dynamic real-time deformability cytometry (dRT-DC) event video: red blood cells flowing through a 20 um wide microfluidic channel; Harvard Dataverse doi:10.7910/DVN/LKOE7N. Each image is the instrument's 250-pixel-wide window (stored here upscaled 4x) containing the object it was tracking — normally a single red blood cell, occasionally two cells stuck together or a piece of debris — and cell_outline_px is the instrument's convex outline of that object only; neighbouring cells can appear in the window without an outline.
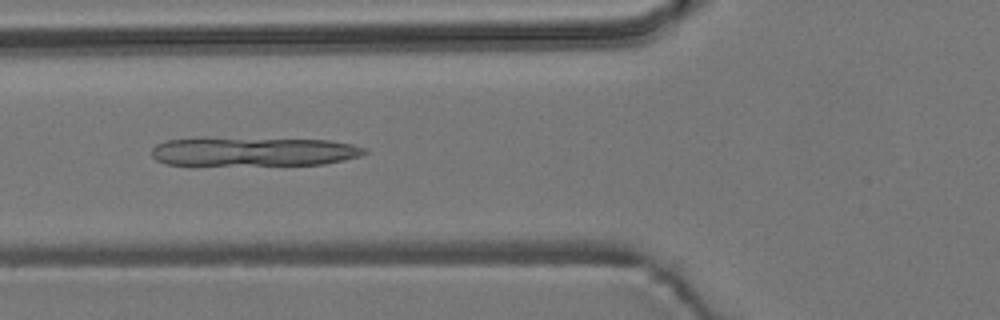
{"species": "common noctule bat (a hibernating species)", "species_latin": "Nyctalus noctula", "temperature_condition": "room temperature", "stored_images_in_passage": 54, "camera_frame_rate_fps": 3000, "um_per_image_px": 0.085, "animal": {"sex": "male", "body_mass_g": 19.2, "forearm_length_mm": 51.8}, "frame": {"image": 1, "passage_image": 20, "time_ms": 6.333, "image_size_px": [1000, 320], "cell_outline_px": [[368, 152], [360, 156], [344, 160], [324, 164], [196, 168], [188, 168], [168, 164], [156, 160], [152, 156], [152, 148], [156, 144], [164, 140], [196, 136], [328, 140], [352, 144], [368, 148]], "centroid_in_image_um": [21.38, 12.91], "position_along_channel_um": 104.4, "area_um2": 38.96}}
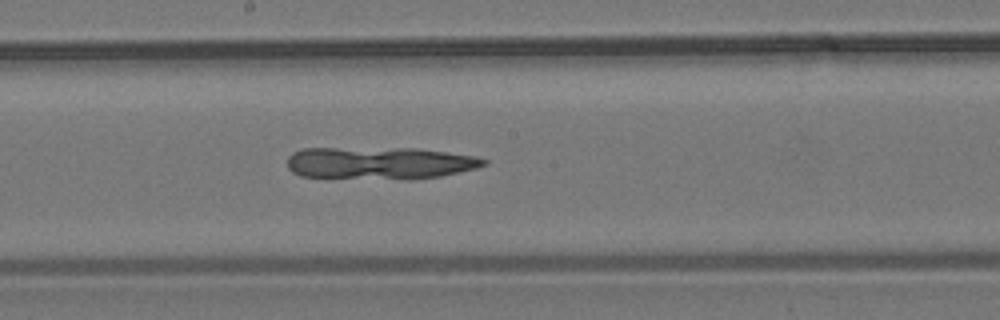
{"frame": {"image": 2, "passage_image": 29, "time_ms": 9.333, "image_size_px": [1000, 320], "cell_outline_px": [[488, 164], [476, 168], [440, 176], [412, 180], [324, 180], [300, 176], [292, 172], [288, 168], [288, 156], [292, 152], [304, 148], [416, 148], [476, 156], [488, 160]], "centroid_in_image_um": [32.18, 13.9], "position_along_channel_um": 216.0, "area_um2": 38.61}}
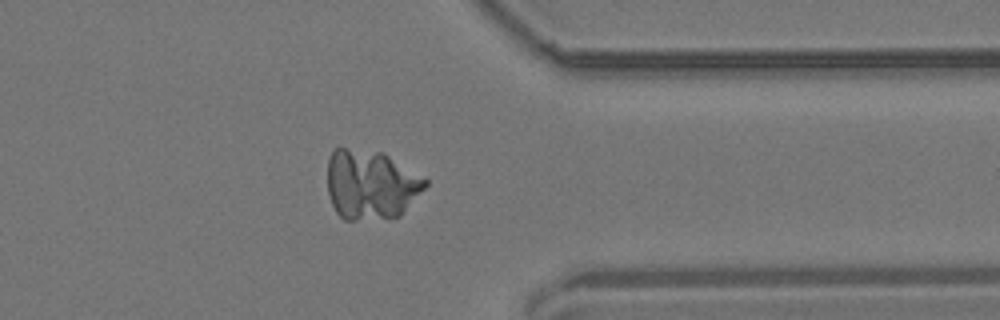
{"frame": {"image": 3, "passage_image": 43, "time_ms": 14.0, "image_size_px": [1000, 320], "cell_outline_px": [[428, 184], [400, 216], [356, 220], [344, 220], [336, 212], [332, 204], [328, 192], [328, 160], [332, 152], [336, 148], [344, 148], [384, 152], [428, 180]], "centroid_in_image_um": [31.52, 15.69], "position_along_channel_um": 379.9, "area_um2": 39.54}}